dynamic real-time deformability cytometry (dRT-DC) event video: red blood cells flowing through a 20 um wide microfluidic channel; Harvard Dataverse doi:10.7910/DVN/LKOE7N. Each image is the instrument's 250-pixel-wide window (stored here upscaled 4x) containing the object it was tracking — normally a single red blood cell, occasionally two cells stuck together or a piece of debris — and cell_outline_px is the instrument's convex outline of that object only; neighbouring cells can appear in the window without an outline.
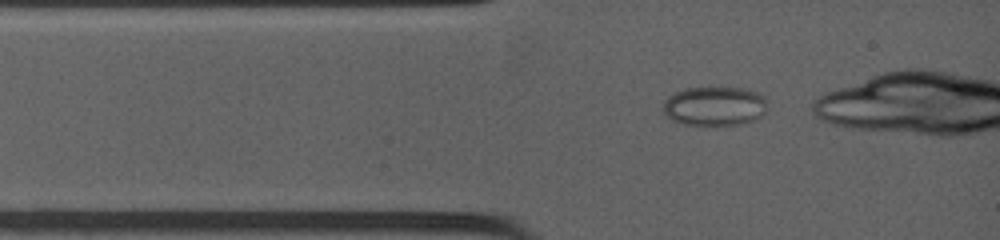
{"species": "common noctule bat (a hibernating species)", "species_latin": "Nyctalus noctula", "temperature_condition": "warm", "stored_images_in_passage": 2, "camera_frame_rate_fps": 4500, "um_per_image_px": 0.085, "animal": {"sex": "female", "body_mass_g": 19.0, "forearm_length_mm": 53.3}, "frame": {"image": 1, "passage_image": 1, "time_ms": 0.0, "image_size_px": [1000, 240], "cell_outline_px": [[768, 100], [764, 112], [752, 120], [740, 124], [716, 128], [704, 128], [684, 124], [672, 120], [664, 112], [664, 100], [668, 96], [684, 88], [740, 88], [760, 92]], "centroid_in_image_um": [60.74, 9.06], "position_along_channel_um": 24.3, "area_um2": 24.51}}